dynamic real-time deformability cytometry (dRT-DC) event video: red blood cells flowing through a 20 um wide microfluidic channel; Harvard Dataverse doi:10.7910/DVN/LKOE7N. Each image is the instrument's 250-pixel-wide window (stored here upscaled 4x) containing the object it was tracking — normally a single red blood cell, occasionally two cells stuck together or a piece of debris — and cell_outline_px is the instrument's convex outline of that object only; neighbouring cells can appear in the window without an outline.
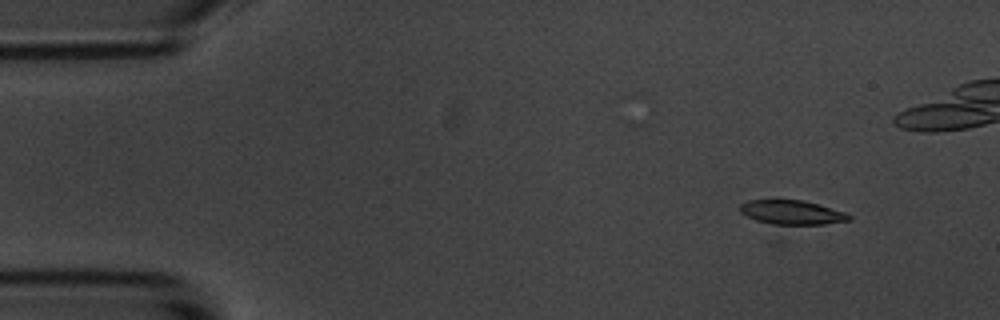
{"species": "common noctule bat (a hibernating species)", "species_latin": "Nyctalus noctula", "temperature_condition": "room temperature", "stored_images_in_passage": 5, "camera_frame_rate_fps": 3000, "um_per_image_px": 0.085, "animal": {"sex": "male", "body_mass_g": 20.1, "forearm_length_mm": 53.5}, "frame": {"image": 1, "passage_image": 1, "time_ms": 0.0, "image_size_px": [1000, 320], "cell_outline_px": [[852, 220], [776, 244], [740, 212], [740, 204], [748, 200], [776, 196], [804, 200], [844, 212], [852, 216]], "centroid_in_image_um": [67.17, 18.45], "position_along_channel_um": 17.8, "area_um2": 23.0}}